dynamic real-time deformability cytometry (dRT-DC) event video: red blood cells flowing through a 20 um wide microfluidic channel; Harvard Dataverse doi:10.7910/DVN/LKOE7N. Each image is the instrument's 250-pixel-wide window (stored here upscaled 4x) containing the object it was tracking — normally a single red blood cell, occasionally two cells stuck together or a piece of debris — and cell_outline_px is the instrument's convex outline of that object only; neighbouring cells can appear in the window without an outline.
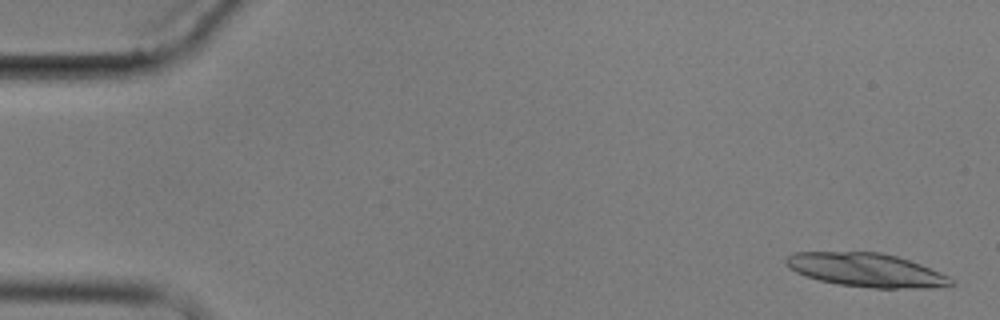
{"species": "common noctule bat (a hibernating species)", "species_latin": "Nyctalus noctula", "temperature_condition": "cold", "stored_images_in_passage": 15, "camera_frame_rate_fps": 3000, "um_per_image_px": 0.085, "animal": {"sex": "male", "body_mass_g": 17.9}, "frame": {"image": 1, "passage_image": 1, "time_ms": 0.0, "image_size_px": [1000, 320], "cell_outline_px": [[956, 284], [948, 288], [872, 288], [840, 284], [820, 280], [804, 276], [788, 268], [784, 264], [784, 256], [796, 252], [880, 252], [896, 256], [920, 264], [940, 272], [948, 276]], "centroid_in_image_um": [73.64, 22.96], "position_along_channel_um": 11.4, "area_um2": 32.66}}
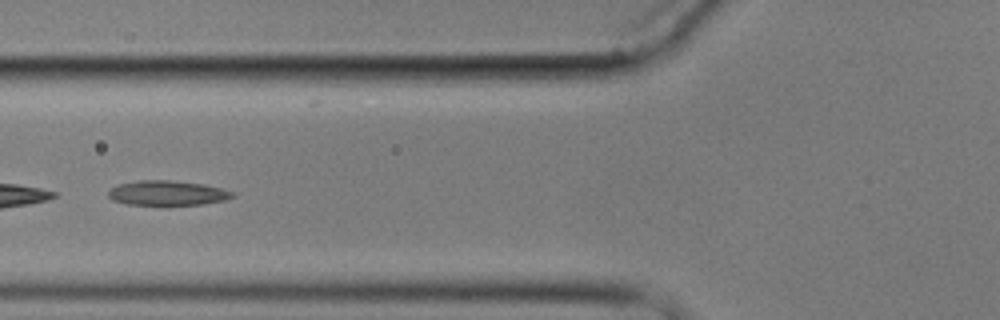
{"frame": {"image": 2, "passage_image": 6, "time_ms": 6.667, "image_size_px": [1000, 320], "cell_outline_px": [[236, 196], [224, 200], [204, 204], [128, 204], [112, 200], [108, 196], [108, 192], [112, 188], [120, 184], [140, 180], [172, 180], [204, 184], [220, 188], [232, 192]], "centroid_in_image_um": [14.23, 16.4], "position_along_channel_um": 111.6, "area_um2": 17.63}}
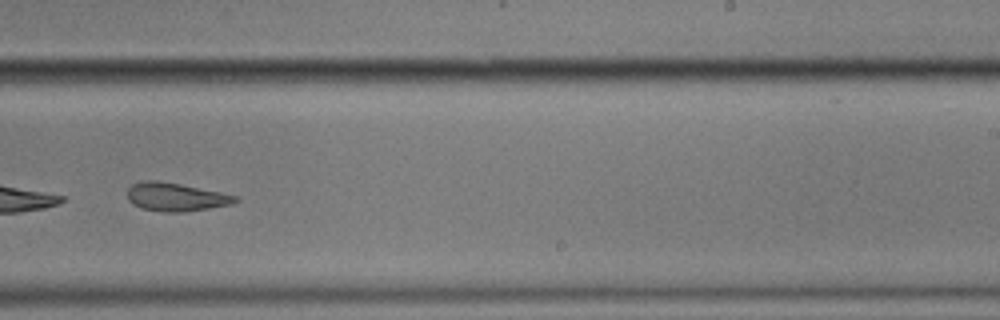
{"frame": {"image": 3, "passage_image": 10, "time_ms": 11.333, "image_size_px": [1000, 320], "cell_outline_px": [[240, 200], [232, 204], [184, 212], [164, 212], [144, 208], [132, 204], [128, 200], [128, 188], [132, 184], [144, 180], [156, 180], [180, 184], [220, 192], [236, 196]], "centroid_in_image_um": [14.93, 16.74], "position_along_channel_um": 274.1, "area_um2": 17.69}, "authors_computed_cell_mechanics": {"area_um2": 20.4034, "velocity_mm_per_s": 3.4951, "shape_relaxation_time_tau1_ms": null, "shape_relaxation_time_tau2_ms": 5.151, "deformation_change_tau1": null, "deformation_change_tau2": 0.1328}}